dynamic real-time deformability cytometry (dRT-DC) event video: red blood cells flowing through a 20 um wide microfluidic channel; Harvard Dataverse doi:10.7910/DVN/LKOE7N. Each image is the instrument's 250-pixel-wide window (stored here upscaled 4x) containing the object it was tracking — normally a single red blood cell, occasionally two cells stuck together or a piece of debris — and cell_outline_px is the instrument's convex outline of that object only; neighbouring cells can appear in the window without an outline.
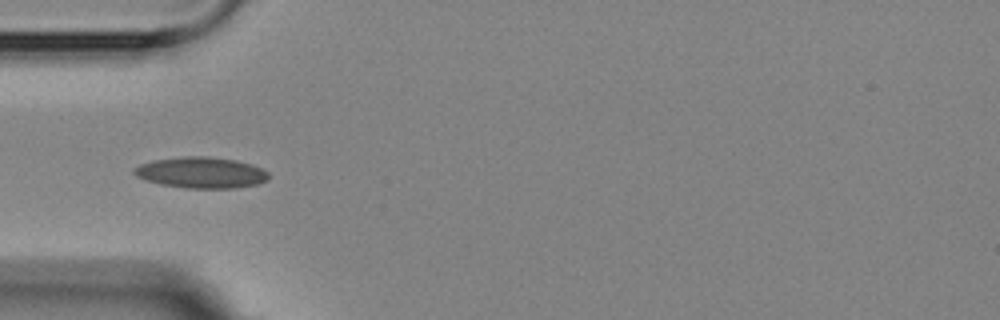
{"species": "Egyptian fruit bat (a non-hibernating species)", "species_latin": "Rousettus aegyptiacus", "temperature_condition": "room temperature", "stored_images_in_passage": 7, "camera_frame_rate_fps": 3000, "um_per_image_px": 0.085, "animal": {"sex": "female"}, "frame": {"image": 1, "passage_image": 4, "time_ms": 3.333, "image_size_px": [1000, 320], "cell_outline_px": [[268, 180], [256, 184], [236, 188], [188, 188], [160, 184], [136, 176], [132, 172], [132, 168], [140, 164], [152, 160], [184, 156], [208, 156], [236, 160], [252, 164], [268, 172]], "centroid_in_image_um": [17.08, 14.66], "position_along_channel_um": 67.9, "area_um2": 24.39}}
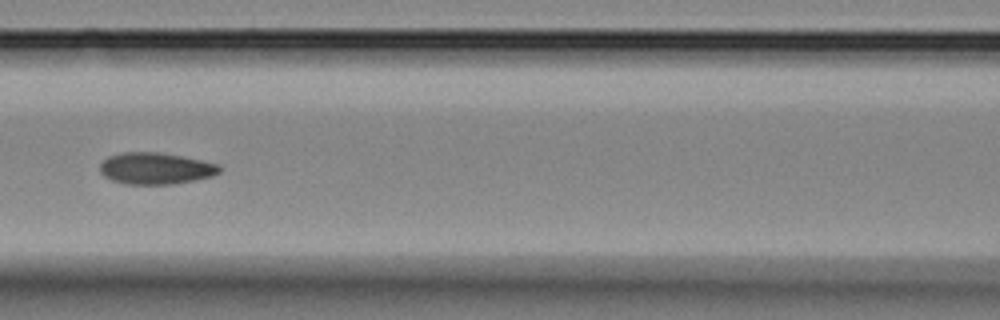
{"frame": {"image": 2, "passage_image": 6, "time_ms": 5.667, "image_size_px": [1000, 320], "cell_outline_px": [[220, 172], [212, 176], [172, 184], [124, 184], [112, 180], [104, 176], [100, 172], [100, 164], [108, 156], [120, 152], [160, 152], [220, 164]], "centroid_in_image_um": [13.2, 14.31], "position_along_channel_um": 153.4, "area_um2": 21.96}}
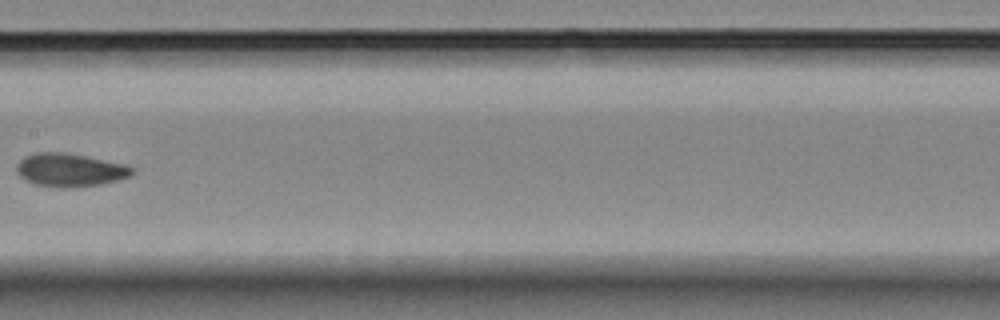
{"frame": {"image": 3, "passage_image": 7, "time_ms": 7.0, "image_size_px": [1000, 320], "cell_outline_px": [[136, 172], [120, 180], [100, 184], [72, 188], [60, 188], [32, 184], [24, 180], [16, 172], [16, 164], [24, 156], [36, 152], [64, 152], [128, 164], [136, 168]], "centroid_in_image_um": [5.96, 14.45], "position_along_channel_um": 201.4, "area_um2": 22.89}}